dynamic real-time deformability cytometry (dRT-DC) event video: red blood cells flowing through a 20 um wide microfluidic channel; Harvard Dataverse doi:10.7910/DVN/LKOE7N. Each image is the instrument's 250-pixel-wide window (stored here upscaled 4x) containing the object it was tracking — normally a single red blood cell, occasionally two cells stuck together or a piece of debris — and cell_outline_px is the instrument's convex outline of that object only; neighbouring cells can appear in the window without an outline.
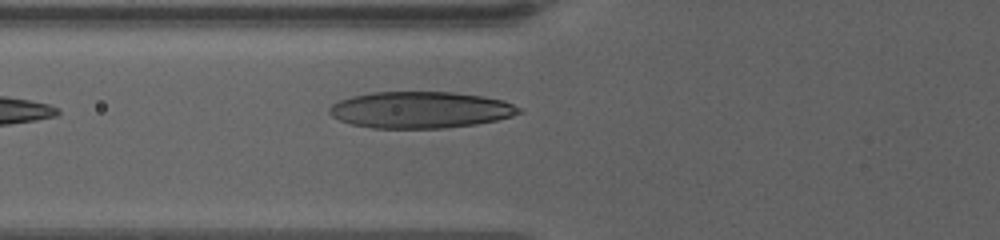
{"species": "human", "species_latin": "Homo sapiens", "temperature_condition": "warm", "stored_images_in_passage": 5, "camera_frame_rate_fps": 3000, "um_per_image_px": 0.085, "donor": {"sex": "female"}, "frame": {"image": 1, "passage_image": 5, "time_ms": 4.0, "image_size_px": [1000, 240], "cell_outline_px": [[524, 112], [512, 116], [496, 120], [476, 124], [444, 128], [372, 128], [352, 124], [340, 120], [332, 116], [328, 112], [328, 108], [332, 104], [340, 100], [352, 96], [372, 92], [452, 92], [484, 96], [504, 100], [520, 108]], "centroid_in_image_um": [35.75, 9.33], "position_along_channel_um": 90.1, "area_um2": 40.46}}